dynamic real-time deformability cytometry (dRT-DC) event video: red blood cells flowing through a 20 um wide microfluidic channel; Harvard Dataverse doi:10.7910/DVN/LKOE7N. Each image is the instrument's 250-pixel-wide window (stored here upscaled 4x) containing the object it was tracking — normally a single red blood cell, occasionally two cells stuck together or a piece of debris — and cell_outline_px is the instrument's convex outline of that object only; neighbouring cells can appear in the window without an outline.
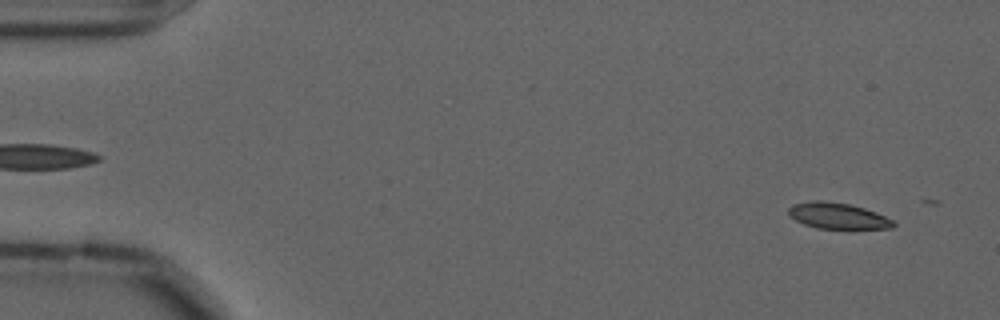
{"species": "common noctule bat (a hibernating species)", "species_latin": "Nyctalus noctula", "temperature_condition": "cold", "stored_images_in_passage": 11, "camera_frame_rate_fps": 3000, "um_per_image_px": 0.085, "animal": {"sex": "male", "forearm_length_mm": 52.5}, "frame": {"image": 1, "passage_image": 3, "time_ms": 0.667, "image_size_px": [1000, 320], "cell_outline_px": [[896, 224], [892, 228], [848, 232], [816, 228], [804, 224], [796, 220], [788, 212], [788, 208], [792, 204], [812, 200], [824, 200], [848, 204], [864, 208], [876, 212], [892, 220]], "centroid_in_image_um": [71.26, 18.41], "position_along_channel_um": 13.7, "area_um2": 16.82}}